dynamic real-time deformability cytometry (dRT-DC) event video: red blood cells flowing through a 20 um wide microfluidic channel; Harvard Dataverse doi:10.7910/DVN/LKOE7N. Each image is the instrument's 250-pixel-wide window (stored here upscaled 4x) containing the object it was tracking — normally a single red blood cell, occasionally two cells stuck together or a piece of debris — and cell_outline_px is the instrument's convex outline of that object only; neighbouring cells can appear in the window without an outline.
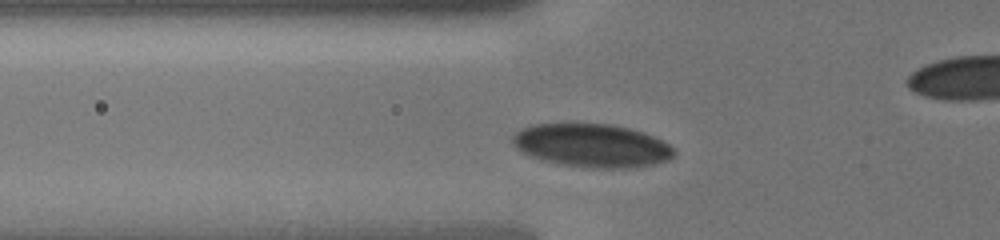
{"species": "human", "species_latin": "Homo sapiens", "temperature_condition": "cold", "stored_images_in_passage": 16, "camera_frame_rate_fps": 3000, "um_per_image_px": 0.085, "donor": {"sex": "male"}, "frame": {"image": 1, "passage_image": 2, "time_ms": 0.667, "image_size_px": [1000, 240], "cell_outline_px": [[676, 156], [668, 160], [652, 164], [628, 168], [592, 168], [560, 164], [544, 160], [532, 156], [516, 148], [512, 140], [512, 136], [520, 128], [532, 124], [572, 120], [612, 124], [644, 132], [668, 144], [676, 152]], "centroid_in_image_um": [50.27, 12.31], "position_along_channel_um": 75.5, "area_um2": 41.73}}
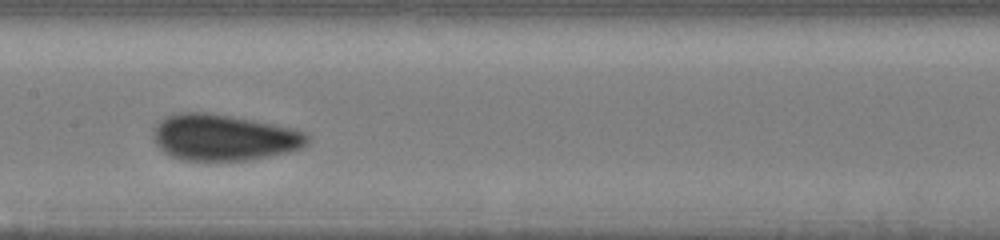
{"frame": {"image": 2, "passage_image": 9, "time_ms": 3.667, "image_size_px": [1000, 240], "cell_outline_px": [[308, 144], [304, 148], [288, 152], [268, 156], [244, 160], [184, 160], [172, 156], [164, 152], [156, 144], [152, 132], [156, 124], [164, 116], [172, 112], [208, 112], [252, 120], [292, 128], [304, 132], [308, 136]], "centroid_in_image_um": [18.99, 11.67], "position_along_channel_um": 188.4, "area_um2": 41.5}}
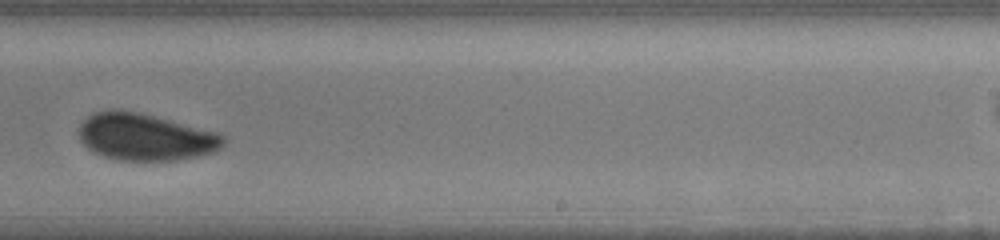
{"frame": {"image": 3, "passage_image": 14, "time_ms": 6.0, "image_size_px": [1000, 240], "cell_outline_px": [[224, 144], [216, 152], [176, 160], [116, 160], [92, 152], [80, 140], [80, 124], [92, 112], [120, 108], [220, 132], [224, 136]], "centroid_in_image_um": [12.36, 11.63], "position_along_channel_um": 276.6, "area_um2": 39.65}}